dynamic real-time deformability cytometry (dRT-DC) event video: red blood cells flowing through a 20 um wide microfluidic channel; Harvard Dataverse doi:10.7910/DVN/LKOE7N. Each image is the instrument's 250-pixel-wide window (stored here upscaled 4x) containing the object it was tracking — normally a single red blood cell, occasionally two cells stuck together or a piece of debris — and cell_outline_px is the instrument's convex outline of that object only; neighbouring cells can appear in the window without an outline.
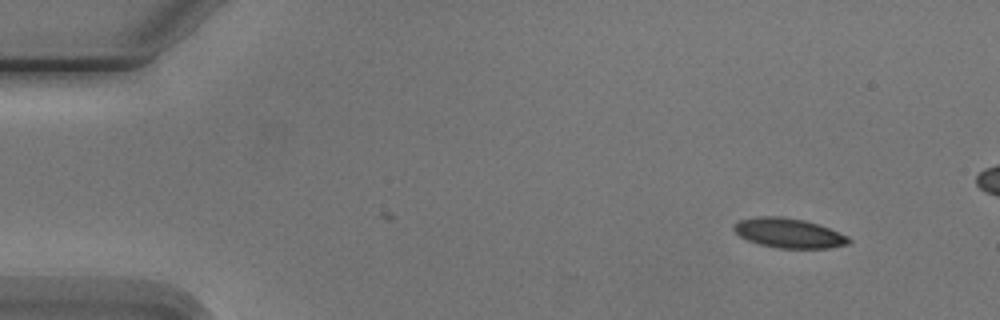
{"species": "Egyptian fruit bat (a non-hibernating species)", "species_latin": "Rousettus aegyptiacus", "temperature_condition": "cold", "stored_images_in_passage": 2, "camera_frame_rate_fps": 3000, "um_per_image_px": 0.085, "animal": {"sex": "male"}, "frame": {"image": 1, "passage_image": 2, "time_ms": 1.0, "image_size_px": [1000, 320], "cell_outline_px": [[852, 240], [848, 244], [828, 248], [776, 248], [760, 244], [748, 240], [740, 236], [732, 228], [732, 224], [740, 220], [756, 216], [780, 216], [804, 220], [820, 224], [848, 236]], "centroid_in_image_um": [67.04, 19.8], "position_along_channel_um": 18.0, "area_um2": 19.94}}